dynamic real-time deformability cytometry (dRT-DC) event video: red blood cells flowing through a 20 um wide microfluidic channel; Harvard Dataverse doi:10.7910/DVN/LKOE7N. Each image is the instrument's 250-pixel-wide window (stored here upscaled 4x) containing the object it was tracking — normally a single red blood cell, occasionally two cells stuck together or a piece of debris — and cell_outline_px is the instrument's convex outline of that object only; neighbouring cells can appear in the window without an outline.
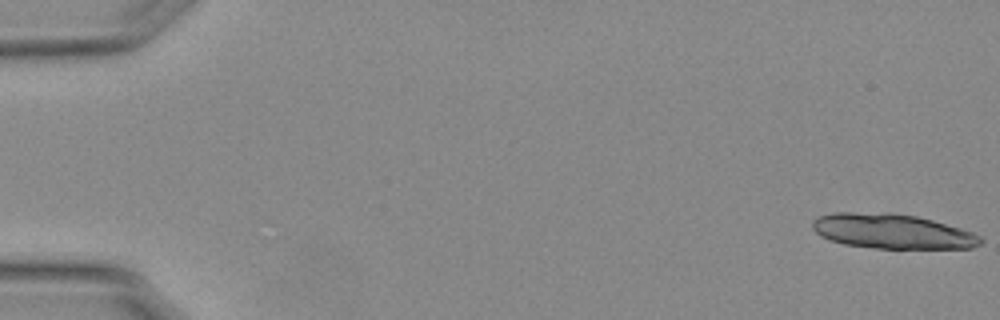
{"species": "Egyptian fruit bat (a non-hibernating species)", "species_latin": "Rousettus aegyptiacus", "temperature_condition": "warm", "stored_images_in_passage": 13, "camera_frame_rate_fps": 3000, "um_per_image_px": 0.085, "animal": {"sex": "female"}, "frame": {"image": 1, "passage_image": 1, "time_ms": 0.0, "image_size_px": [1000, 320], "cell_outline_px": [[984, 240], [980, 244], [972, 248], [876, 248], [844, 244], [828, 240], [820, 236], [812, 228], [812, 220], [820, 216], [832, 212], [892, 212], [916, 216], [932, 220], [960, 228], [972, 232], [980, 236]], "centroid_in_image_um": [75.81, 19.65], "position_along_channel_um": 9.2, "area_um2": 34.22}}